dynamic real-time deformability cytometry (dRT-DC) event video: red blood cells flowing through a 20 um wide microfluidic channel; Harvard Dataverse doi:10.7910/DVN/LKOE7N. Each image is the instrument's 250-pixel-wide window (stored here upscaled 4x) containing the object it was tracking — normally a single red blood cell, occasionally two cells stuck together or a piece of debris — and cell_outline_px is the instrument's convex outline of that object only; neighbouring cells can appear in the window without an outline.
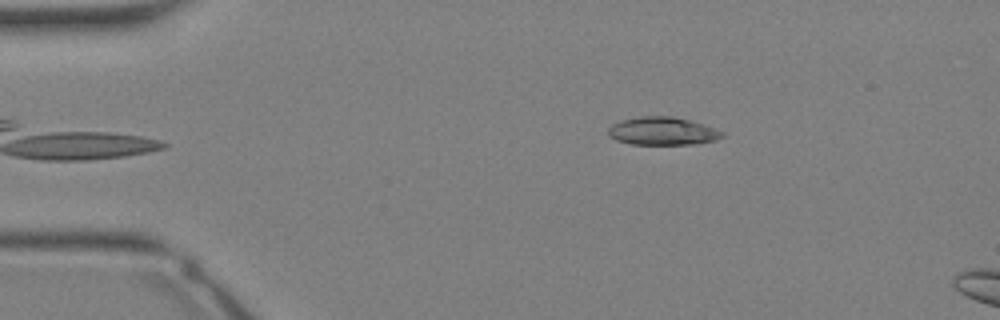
{"species": "Egyptian fruit bat (a non-hibernating species)", "species_latin": "Rousettus aegyptiacus", "temperature_condition": "warm", "stored_images_in_passage": 5, "camera_frame_rate_fps": 3000, "um_per_image_px": 0.085, "animal": {"sex": "female"}, "frame": {"image": 1, "passage_image": 1, "time_ms": 0.0, "image_size_px": [1000, 320], "cell_outline_px": [[724, 136], [716, 140], [692, 144], [632, 144], [616, 140], [608, 136], [608, 128], [612, 124], [620, 120], [640, 116], [672, 116], [704, 124], [716, 128], [724, 132]], "centroid_in_image_um": [56.31, 11.14], "position_along_channel_um": 28.7, "area_um2": 18.67}}